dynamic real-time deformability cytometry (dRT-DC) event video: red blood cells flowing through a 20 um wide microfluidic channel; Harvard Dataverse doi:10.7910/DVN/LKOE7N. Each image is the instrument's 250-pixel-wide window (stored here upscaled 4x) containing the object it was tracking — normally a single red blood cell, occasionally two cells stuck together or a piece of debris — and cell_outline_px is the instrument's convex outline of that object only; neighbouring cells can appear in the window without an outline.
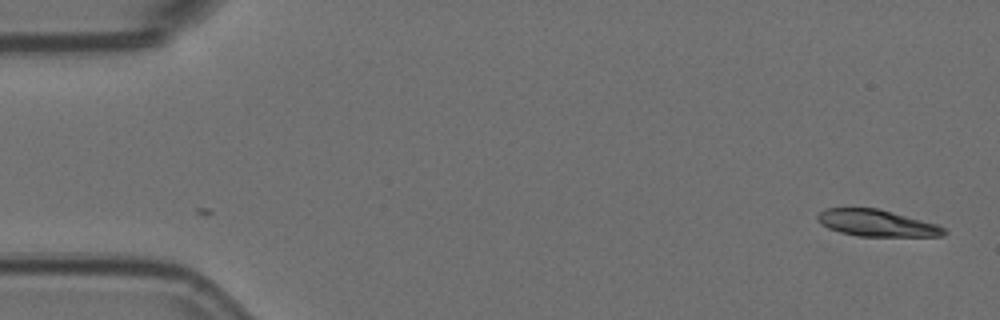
{"species": "Egyptian fruit bat (a non-hibernating species)", "species_latin": "Rousettus aegyptiacus", "temperature_condition": "room temperature", "stored_images_in_passage": 2, "camera_frame_rate_fps": 3000, "um_per_image_px": 0.085, "animal": {"sex": "female"}, "frame": {"image": 1, "passage_image": 2, "time_ms": 0.333, "image_size_px": [1000, 320], "cell_outline_px": [[948, 232], [944, 236], [856, 236], [840, 232], [828, 228], [820, 224], [816, 220], [816, 216], [824, 208], [880, 208], [936, 224], [944, 228]], "centroid_in_image_um": [74.49, 18.96], "position_along_channel_um": 10.5, "area_um2": 19.77}}